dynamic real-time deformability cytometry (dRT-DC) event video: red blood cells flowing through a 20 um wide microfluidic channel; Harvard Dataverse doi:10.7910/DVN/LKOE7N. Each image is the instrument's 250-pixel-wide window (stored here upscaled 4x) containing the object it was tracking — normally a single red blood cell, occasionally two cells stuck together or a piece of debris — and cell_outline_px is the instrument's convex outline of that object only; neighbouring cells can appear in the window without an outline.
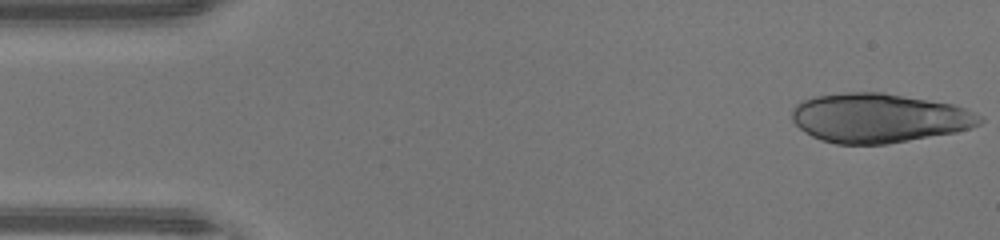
{"species": "human", "species_latin": "Homo sapiens", "temperature_condition": "warm", "stored_images_in_passage": 45, "segment_of_instrument_passage": [1, 2], "camera_frame_rate_fps": 3000, "um_per_image_px": 0.085, "donor": {"sex": "male"}, "frame": {"image": 1, "passage_image": 1, "time_ms": 0.0, "image_size_px": [1000, 240], "cell_outline_px": [[984, 120], [980, 124], [972, 128], [956, 132], [888, 144], [836, 144], [820, 140], [804, 132], [792, 120], [792, 108], [796, 104], [812, 96], [848, 92], [884, 92], [952, 104], [964, 108], [984, 116]], "centroid_in_image_um": [74.71, 10.03], "position_along_channel_um": 10.3, "area_um2": 54.27}}
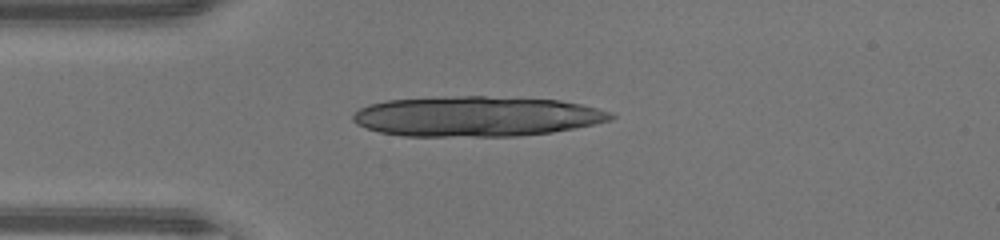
{"frame": {"image": 2, "passage_image": 11, "time_ms": 3.333, "image_size_px": [1000, 240], "cell_outline_px": [[616, 116], [612, 120], [552, 132], [520, 136], [404, 136], [380, 132], [356, 124], [352, 120], [352, 116], [360, 108], [368, 104], [388, 100], [444, 96], [484, 96], [560, 100], [580, 104], [612, 112]], "centroid_in_image_um": [40.48, 9.89], "position_along_channel_um": 44.5, "area_um2": 60.4}}